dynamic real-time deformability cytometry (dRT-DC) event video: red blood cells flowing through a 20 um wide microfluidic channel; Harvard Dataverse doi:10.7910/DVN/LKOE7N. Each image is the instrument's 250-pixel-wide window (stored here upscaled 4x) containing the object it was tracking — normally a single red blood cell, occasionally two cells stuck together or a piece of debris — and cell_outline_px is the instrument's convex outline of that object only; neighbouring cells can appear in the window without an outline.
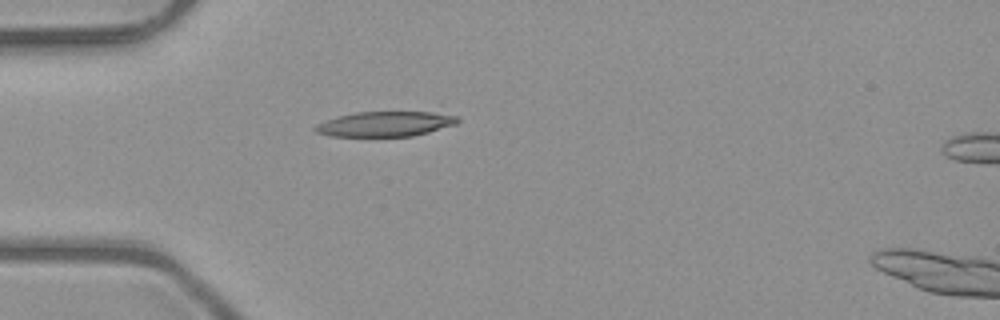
{"species": "common noctule bat (a hibernating species)", "species_latin": "Nyctalus noctula", "temperature_condition": "room temperature", "stored_images_in_passage": 34, "camera_frame_rate_fps": 3000, "um_per_image_px": 0.085, "animal": {"sex": "male", "body_mass_g": 23.1, "forearm_length_mm": 52.7}, "frame": {"image": 1, "passage_image": 1, "time_ms": 0.0, "image_size_px": [1000, 320], "cell_outline_px": [[460, 120], [456, 124], [428, 132], [412, 136], [332, 136], [316, 132], [312, 128], [316, 124], [340, 116], [356, 112], [432, 112], [456, 116]], "centroid_in_image_um": [32.74, 10.54], "position_along_channel_um": 52.3, "area_um2": 20.46}}
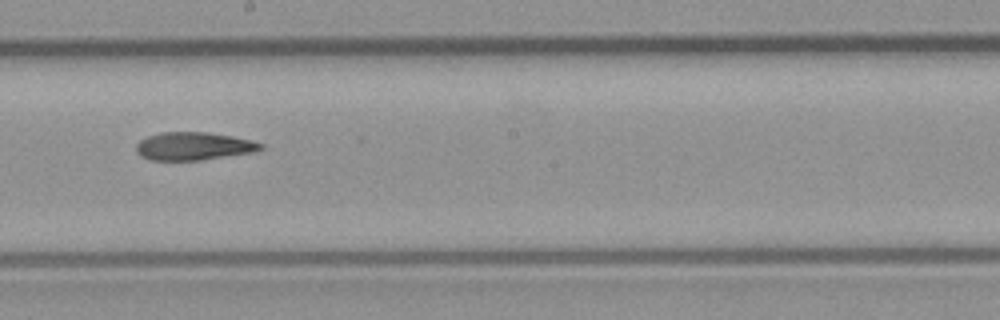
{"frame": {"image": 2, "passage_image": 15, "time_ms": 4.667, "image_size_px": [1000, 320], "cell_outline_px": [[264, 148], [256, 152], [200, 160], [152, 160], [140, 156], [136, 152], [136, 144], [140, 140], [148, 136], [160, 132], [208, 132], [232, 136], [264, 144]], "centroid_in_image_um": [16.45, 12.42], "position_along_channel_um": 231.7, "area_um2": 20.35}}
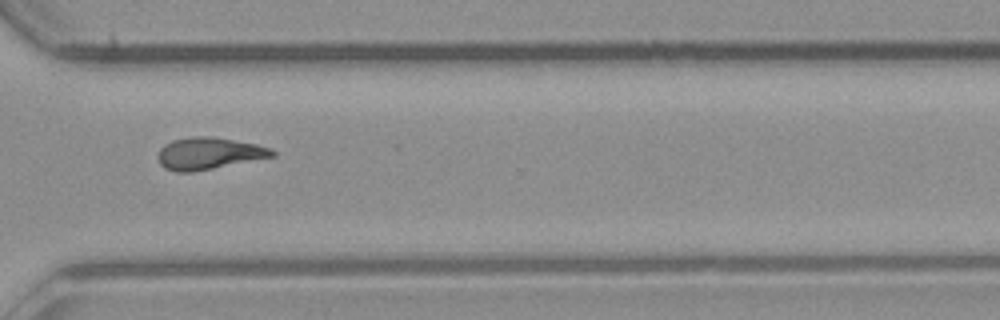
{"frame": {"image": 3, "passage_image": 24, "time_ms": 7.667, "image_size_px": [1000, 320], "cell_outline_px": [[276, 156], [192, 172], [176, 172], [164, 168], [160, 164], [156, 156], [160, 148], [164, 144], [172, 140], [192, 136], [212, 136], [256, 144], [272, 148], [276, 152]], "centroid_in_image_um": [17.73, 13.03], "position_along_channel_um": 352.9, "area_um2": 21.44}, "authors_computed_cell_mechanics": {"area_um2": 20.8947, "velocity_mm_per_s": 4.0435, "shape_relaxation_time_tau1_ms": null, "shape_relaxation_time_tau2_ms": 3.5077, "deformation_change_tau1": null, "deformation_change_tau2": 0.127}}